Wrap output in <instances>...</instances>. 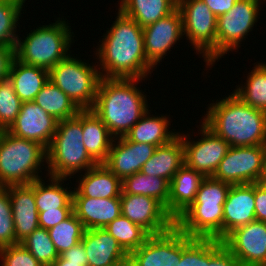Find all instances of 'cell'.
Masks as SVG:
<instances>
[{"label": "cell", "instance_id": "obj_21", "mask_svg": "<svg viewBox=\"0 0 266 266\" xmlns=\"http://www.w3.org/2000/svg\"><path fill=\"white\" fill-rule=\"evenodd\" d=\"M254 220V183L231 185L223 205V238L235 228Z\"/></svg>", "mask_w": 266, "mask_h": 266}, {"label": "cell", "instance_id": "obj_36", "mask_svg": "<svg viewBox=\"0 0 266 266\" xmlns=\"http://www.w3.org/2000/svg\"><path fill=\"white\" fill-rule=\"evenodd\" d=\"M23 7L25 6L14 1L0 0V45H16L20 37L16 33Z\"/></svg>", "mask_w": 266, "mask_h": 266}, {"label": "cell", "instance_id": "obj_30", "mask_svg": "<svg viewBox=\"0 0 266 266\" xmlns=\"http://www.w3.org/2000/svg\"><path fill=\"white\" fill-rule=\"evenodd\" d=\"M49 177L46 184L43 178L34 180V196L38 212L59 210V208H73V190L65 187L68 178ZM70 189V190H68Z\"/></svg>", "mask_w": 266, "mask_h": 266}, {"label": "cell", "instance_id": "obj_8", "mask_svg": "<svg viewBox=\"0 0 266 266\" xmlns=\"http://www.w3.org/2000/svg\"><path fill=\"white\" fill-rule=\"evenodd\" d=\"M74 57V58H73ZM68 55L49 71V80L80 109H92L101 80L99 68Z\"/></svg>", "mask_w": 266, "mask_h": 266}, {"label": "cell", "instance_id": "obj_9", "mask_svg": "<svg viewBox=\"0 0 266 266\" xmlns=\"http://www.w3.org/2000/svg\"><path fill=\"white\" fill-rule=\"evenodd\" d=\"M177 8L182 15L184 37L202 55L205 68H212L216 64L217 17L202 0H177Z\"/></svg>", "mask_w": 266, "mask_h": 266}, {"label": "cell", "instance_id": "obj_24", "mask_svg": "<svg viewBox=\"0 0 266 266\" xmlns=\"http://www.w3.org/2000/svg\"><path fill=\"white\" fill-rule=\"evenodd\" d=\"M205 177L185 164L172 177L169 189L168 213L174 220L194 201Z\"/></svg>", "mask_w": 266, "mask_h": 266}, {"label": "cell", "instance_id": "obj_34", "mask_svg": "<svg viewBox=\"0 0 266 266\" xmlns=\"http://www.w3.org/2000/svg\"><path fill=\"white\" fill-rule=\"evenodd\" d=\"M105 229L127 254L138 249L150 236L140 225L131 222L122 214L110 222Z\"/></svg>", "mask_w": 266, "mask_h": 266}, {"label": "cell", "instance_id": "obj_37", "mask_svg": "<svg viewBox=\"0 0 266 266\" xmlns=\"http://www.w3.org/2000/svg\"><path fill=\"white\" fill-rule=\"evenodd\" d=\"M21 244L43 265L51 266L59 254L49 236L48 230L37 228Z\"/></svg>", "mask_w": 266, "mask_h": 266}, {"label": "cell", "instance_id": "obj_32", "mask_svg": "<svg viewBox=\"0 0 266 266\" xmlns=\"http://www.w3.org/2000/svg\"><path fill=\"white\" fill-rule=\"evenodd\" d=\"M33 102L58 121L72 118L80 111L72 100L50 80L36 95Z\"/></svg>", "mask_w": 266, "mask_h": 266}, {"label": "cell", "instance_id": "obj_35", "mask_svg": "<svg viewBox=\"0 0 266 266\" xmlns=\"http://www.w3.org/2000/svg\"><path fill=\"white\" fill-rule=\"evenodd\" d=\"M85 230L83 223L72 213L64 221L48 229V233L60 255L81 242Z\"/></svg>", "mask_w": 266, "mask_h": 266}, {"label": "cell", "instance_id": "obj_17", "mask_svg": "<svg viewBox=\"0 0 266 266\" xmlns=\"http://www.w3.org/2000/svg\"><path fill=\"white\" fill-rule=\"evenodd\" d=\"M130 255L142 266H176L182 255V232L174 226L165 233L150 235Z\"/></svg>", "mask_w": 266, "mask_h": 266}, {"label": "cell", "instance_id": "obj_38", "mask_svg": "<svg viewBox=\"0 0 266 266\" xmlns=\"http://www.w3.org/2000/svg\"><path fill=\"white\" fill-rule=\"evenodd\" d=\"M22 101L17 96L12 81H0V131L7 130L17 118Z\"/></svg>", "mask_w": 266, "mask_h": 266}, {"label": "cell", "instance_id": "obj_48", "mask_svg": "<svg viewBox=\"0 0 266 266\" xmlns=\"http://www.w3.org/2000/svg\"><path fill=\"white\" fill-rule=\"evenodd\" d=\"M51 266H83L81 263L69 262V260L62 259L60 256L54 261Z\"/></svg>", "mask_w": 266, "mask_h": 266}, {"label": "cell", "instance_id": "obj_43", "mask_svg": "<svg viewBox=\"0 0 266 266\" xmlns=\"http://www.w3.org/2000/svg\"><path fill=\"white\" fill-rule=\"evenodd\" d=\"M38 213L39 227L48 230L67 219L73 213V208H59V210H47Z\"/></svg>", "mask_w": 266, "mask_h": 266}, {"label": "cell", "instance_id": "obj_16", "mask_svg": "<svg viewBox=\"0 0 266 266\" xmlns=\"http://www.w3.org/2000/svg\"><path fill=\"white\" fill-rule=\"evenodd\" d=\"M57 124L58 120L35 102H22L17 118L6 131L17 137L37 142L47 149L57 130Z\"/></svg>", "mask_w": 266, "mask_h": 266}, {"label": "cell", "instance_id": "obj_14", "mask_svg": "<svg viewBox=\"0 0 266 266\" xmlns=\"http://www.w3.org/2000/svg\"><path fill=\"white\" fill-rule=\"evenodd\" d=\"M221 241L243 266L266 265V222L251 221L235 228Z\"/></svg>", "mask_w": 266, "mask_h": 266}, {"label": "cell", "instance_id": "obj_46", "mask_svg": "<svg viewBox=\"0 0 266 266\" xmlns=\"http://www.w3.org/2000/svg\"><path fill=\"white\" fill-rule=\"evenodd\" d=\"M59 256L62 259L69 260V262L81 263L83 266H88V259L82 242H79Z\"/></svg>", "mask_w": 266, "mask_h": 266}, {"label": "cell", "instance_id": "obj_11", "mask_svg": "<svg viewBox=\"0 0 266 266\" xmlns=\"http://www.w3.org/2000/svg\"><path fill=\"white\" fill-rule=\"evenodd\" d=\"M237 0L233 8L217 17L216 61L237 50L259 19L260 5L266 0Z\"/></svg>", "mask_w": 266, "mask_h": 266}, {"label": "cell", "instance_id": "obj_40", "mask_svg": "<svg viewBox=\"0 0 266 266\" xmlns=\"http://www.w3.org/2000/svg\"><path fill=\"white\" fill-rule=\"evenodd\" d=\"M18 244L9 197V186H0V248Z\"/></svg>", "mask_w": 266, "mask_h": 266}, {"label": "cell", "instance_id": "obj_6", "mask_svg": "<svg viewBox=\"0 0 266 266\" xmlns=\"http://www.w3.org/2000/svg\"><path fill=\"white\" fill-rule=\"evenodd\" d=\"M67 22V23H66ZM68 20L60 19L49 25H41L31 30L27 36L17 39L15 57L20 62L50 71L58 62L65 59L74 42V32ZM22 40V41H21Z\"/></svg>", "mask_w": 266, "mask_h": 266}, {"label": "cell", "instance_id": "obj_50", "mask_svg": "<svg viewBox=\"0 0 266 266\" xmlns=\"http://www.w3.org/2000/svg\"><path fill=\"white\" fill-rule=\"evenodd\" d=\"M111 266H126V258L113 264V265H111Z\"/></svg>", "mask_w": 266, "mask_h": 266}, {"label": "cell", "instance_id": "obj_51", "mask_svg": "<svg viewBox=\"0 0 266 266\" xmlns=\"http://www.w3.org/2000/svg\"><path fill=\"white\" fill-rule=\"evenodd\" d=\"M10 1L17 2V3L21 4L22 6H24V3H25L27 0H10Z\"/></svg>", "mask_w": 266, "mask_h": 266}, {"label": "cell", "instance_id": "obj_25", "mask_svg": "<svg viewBox=\"0 0 266 266\" xmlns=\"http://www.w3.org/2000/svg\"><path fill=\"white\" fill-rule=\"evenodd\" d=\"M184 164V147L181 135L178 133L169 143L156 148L151 158L143 165L141 172L162 177L170 183L172 177Z\"/></svg>", "mask_w": 266, "mask_h": 266}, {"label": "cell", "instance_id": "obj_18", "mask_svg": "<svg viewBox=\"0 0 266 266\" xmlns=\"http://www.w3.org/2000/svg\"><path fill=\"white\" fill-rule=\"evenodd\" d=\"M157 146L129 141L125 136L114 138L103 163L117 177L124 180L137 172L154 154Z\"/></svg>", "mask_w": 266, "mask_h": 266}, {"label": "cell", "instance_id": "obj_20", "mask_svg": "<svg viewBox=\"0 0 266 266\" xmlns=\"http://www.w3.org/2000/svg\"><path fill=\"white\" fill-rule=\"evenodd\" d=\"M9 197L16 242L21 243L39 228V213L34 196V181L26 185H10Z\"/></svg>", "mask_w": 266, "mask_h": 266}, {"label": "cell", "instance_id": "obj_22", "mask_svg": "<svg viewBox=\"0 0 266 266\" xmlns=\"http://www.w3.org/2000/svg\"><path fill=\"white\" fill-rule=\"evenodd\" d=\"M81 242L88 266H111L127 257V253L105 228L87 229Z\"/></svg>", "mask_w": 266, "mask_h": 266}, {"label": "cell", "instance_id": "obj_49", "mask_svg": "<svg viewBox=\"0 0 266 266\" xmlns=\"http://www.w3.org/2000/svg\"><path fill=\"white\" fill-rule=\"evenodd\" d=\"M126 266H142L130 254L126 257Z\"/></svg>", "mask_w": 266, "mask_h": 266}, {"label": "cell", "instance_id": "obj_13", "mask_svg": "<svg viewBox=\"0 0 266 266\" xmlns=\"http://www.w3.org/2000/svg\"><path fill=\"white\" fill-rule=\"evenodd\" d=\"M120 201L121 214L150 235L165 233L175 226V220L166 207L153 197L125 194L122 191Z\"/></svg>", "mask_w": 266, "mask_h": 266}, {"label": "cell", "instance_id": "obj_45", "mask_svg": "<svg viewBox=\"0 0 266 266\" xmlns=\"http://www.w3.org/2000/svg\"><path fill=\"white\" fill-rule=\"evenodd\" d=\"M15 58V46L0 45V81L9 78Z\"/></svg>", "mask_w": 266, "mask_h": 266}, {"label": "cell", "instance_id": "obj_26", "mask_svg": "<svg viewBox=\"0 0 266 266\" xmlns=\"http://www.w3.org/2000/svg\"><path fill=\"white\" fill-rule=\"evenodd\" d=\"M83 143L87 153L97 163H104L114 137L92 109L82 110Z\"/></svg>", "mask_w": 266, "mask_h": 266}, {"label": "cell", "instance_id": "obj_5", "mask_svg": "<svg viewBox=\"0 0 266 266\" xmlns=\"http://www.w3.org/2000/svg\"><path fill=\"white\" fill-rule=\"evenodd\" d=\"M96 164L83 143L82 110L72 118L58 121L57 130L47 148V176H71V179L75 174L82 173Z\"/></svg>", "mask_w": 266, "mask_h": 266}, {"label": "cell", "instance_id": "obj_23", "mask_svg": "<svg viewBox=\"0 0 266 266\" xmlns=\"http://www.w3.org/2000/svg\"><path fill=\"white\" fill-rule=\"evenodd\" d=\"M82 174L76 181L79 184L74 187L82 196L103 199L120 197L122 180L103 163L96 164Z\"/></svg>", "mask_w": 266, "mask_h": 266}, {"label": "cell", "instance_id": "obj_33", "mask_svg": "<svg viewBox=\"0 0 266 266\" xmlns=\"http://www.w3.org/2000/svg\"><path fill=\"white\" fill-rule=\"evenodd\" d=\"M245 83L236 85L232 93L245 104L266 112V64L254 63ZM244 85V86H243Z\"/></svg>", "mask_w": 266, "mask_h": 266}, {"label": "cell", "instance_id": "obj_10", "mask_svg": "<svg viewBox=\"0 0 266 266\" xmlns=\"http://www.w3.org/2000/svg\"><path fill=\"white\" fill-rule=\"evenodd\" d=\"M212 177L230 185L265 181L266 145L230 147Z\"/></svg>", "mask_w": 266, "mask_h": 266}, {"label": "cell", "instance_id": "obj_44", "mask_svg": "<svg viewBox=\"0 0 266 266\" xmlns=\"http://www.w3.org/2000/svg\"><path fill=\"white\" fill-rule=\"evenodd\" d=\"M256 220L266 222V182L254 183Z\"/></svg>", "mask_w": 266, "mask_h": 266}, {"label": "cell", "instance_id": "obj_15", "mask_svg": "<svg viewBox=\"0 0 266 266\" xmlns=\"http://www.w3.org/2000/svg\"><path fill=\"white\" fill-rule=\"evenodd\" d=\"M143 35L147 60L156 69V65L162 62L166 53L184 36L179 9L176 8L169 15L144 27Z\"/></svg>", "mask_w": 266, "mask_h": 266}, {"label": "cell", "instance_id": "obj_4", "mask_svg": "<svg viewBox=\"0 0 266 266\" xmlns=\"http://www.w3.org/2000/svg\"><path fill=\"white\" fill-rule=\"evenodd\" d=\"M231 185L205 177L195 201L176 219L175 226L192 238L223 239V205Z\"/></svg>", "mask_w": 266, "mask_h": 266}, {"label": "cell", "instance_id": "obj_39", "mask_svg": "<svg viewBox=\"0 0 266 266\" xmlns=\"http://www.w3.org/2000/svg\"><path fill=\"white\" fill-rule=\"evenodd\" d=\"M202 266H243L224 246L213 238H202Z\"/></svg>", "mask_w": 266, "mask_h": 266}, {"label": "cell", "instance_id": "obj_41", "mask_svg": "<svg viewBox=\"0 0 266 266\" xmlns=\"http://www.w3.org/2000/svg\"><path fill=\"white\" fill-rule=\"evenodd\" d=\"M1 266H43L21 243L0 248Z\"/></svg>", "mask_w": 266, "mask_h": 266}, {"label": "cell", "instance_id": "obj_19", "mask_svg": "<svg viewBox=\"0 0 266 266\" xmlns=\"http://www.w3.org/2000/svg\"><path fill=\"white\" fill-rule=\"evenodd\" d=\"M73 213L85 229L105 228L121 215L120 197L90 198L82 196L72 187Z\"/></svg>", "mask_w": 266, "mask_h": 266}, {"label": "cell", "instance_id": "obj_3", "mask_svg": "<svg viewBox=\"0 0 266 266\" xmlns=\"http://www.w3.org/2000/svg\"><path fill=\"white\" fill-rule=\"evenodd\" d=\"M227 96L209 104L202 122L231 147L266 145V112Z\"/></svg>", "mask_w": 266, "mask_h": 266}, {"label": "cell", "instance_id": "obj_7", "mask_svg": "<svg viewBox=\"0 0 266 266\" xmlns=\"http://www.w3.org/2000/svg\"><path fill=\"white\" fill-rule=\"evenodd\" d=\"M45 163L47 149L43 145L0 131V186L26 185L40 179Z\"/></svg>", "mask_w": 266, "mask_h": 266}, {"label": "cell", "instance_id": "obj_12", "mask_svg": "<svg viewBox=\"0 0 266 266\" xmlns=\"http://www.w3.org/2000/svg\"><path fill=\"white\" fill-rule=\"evenodd\" d=\"M200 139L190 140L187 133H180L184 147L185 165L201 173L204 177H212L221 160L230 149V145L216 135L201 120Z\"/></svg>", "mask_w": 266, "mask_h": 266}, {"label": "cell", "instance_id": "obj_31", "mask_svg": "<svg viewBox=\"0 0 266 266\" xmlns=\"http://www.w3.org/2000/svg\"><path fill=\"white\" fill-rule=\"evenodd\" d=\"M170 183L162 178L137 172L122 180V191L125 194L153 197L160 201L168 212Z\"/></svg>", "mask_w": 266, "mask_h": 266}, {"label": "cell", "instance_id": "obj_47", "mask_svg": "<svg viewBox=\"0 0 266 266\" xmlns=\"http://www.w3.org/2000/svg\"><path fill=\"white\" fill-rule=\"evenodd\" d=\"M212 11V13L219 17L229 12L237 0H202Z\"/></svg>", "mask_w": 266, "mask_h": 266}, {"label": "cell", "instance_id": "obj_2", "mask_svg": "<svg viewBox=\"0 0 266 266\" xmlns=\"http://www.w3.org/2000/svg\"><path fill=\"white\" fill-rule=\"evenodd\" d=\"M142 80L145 81L139 78L100 80L92 110L114 138L125 136L149 109L146 94L137 87Z\"/></svg>", "mask_w": 266, "mask_h": 266}, {"label": "cell", "instance_id": "obj_27", "mask_svg": "<svg viewBox=\"0 0 266 266\" xmlns=\"http://www.w3.org/2000/svg\"><path fill=\"white\" fill-rule=\"evenodd\" d=\"M149 111L151 112L148 109L125 137L129 141L147 143L157 147L169 143L179 132L169 130L171 121L168 116H154Z\"/></svg>", "mask_w": 266, "mask_h": 266}, {"label": "cell", "instance_id": "obj_29", "mask_svg": "<svg viewBox=\"0 0 266 266\" xmlns=\"http://www.w3.org/2000/svg\"><path fill=\"white\" fill-rule=\"evenodd\" d=\"M118 10L144 28L169 15L177 0H121Z\"/></svg>", "mask_w": 266, "mask_h": 266}, {"label": "cell", "instance_id": "obj_1", "mask_svg": "<svg viewBox=\"0 0 266 266\" xmlns=\"http://www.w3.org/2000/svg\"><path fill=\"white\" fill-rule=\"evenodd\" d=\"M103 37L95 53L102 78L147 79L154 71L145 54L143 28L133 19L118 10Z\"/></svg>", "mask_w": 266, "mask_h": 266}, {"label": "cell", "instance_id": "obj_28", "mask_svg": "<svg viewBox=\"0 0 266 266\" xmlns=\"http://www.w3.org/2000/svg\"><path fill=\"white\" fill-rule=\"evenodd\" d=\"M9 79L22 102L34 101L36 95L49 81V71L37 66L27 65L14 59Z\"/></svg>", "mask_w": 266, "mask_h": 266}, {"label": "cell", "instance_id": "obj_42", "mask_svg": "<svg viewBox=\"0 0 266 266\" xmlns=\"http://www.w3.org/2000/svg\"><path fill=\"white\" fill-rule=\"evenodd\" d=\"M176 266H202V238H192L182 232V255Z\"/></svg>", "mask_w": 266, "mask_h": 266}]
</instances>
